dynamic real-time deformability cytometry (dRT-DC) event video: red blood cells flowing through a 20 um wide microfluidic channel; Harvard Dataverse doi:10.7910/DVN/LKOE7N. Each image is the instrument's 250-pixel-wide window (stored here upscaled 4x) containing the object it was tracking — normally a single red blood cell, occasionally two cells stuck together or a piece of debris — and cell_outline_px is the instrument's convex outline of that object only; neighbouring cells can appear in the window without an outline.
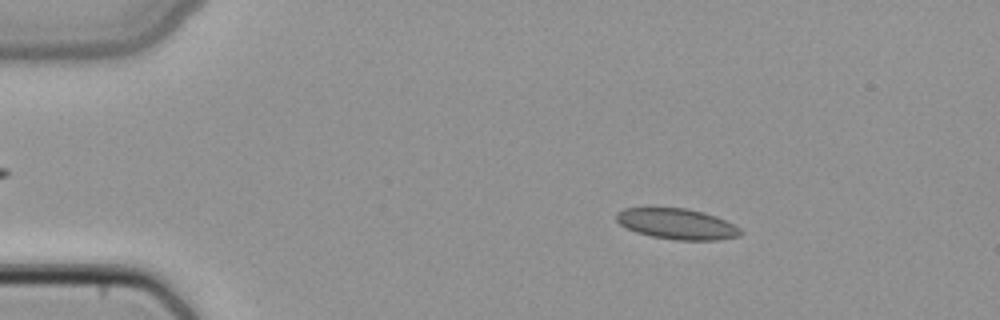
{"species": "common noctule bat (a hibernating species)", "species_latin": "Nyctalus noctula", "temperature_condition": "cold", "stored_images_in_passage": 5, "segment_of_instrument_passage": [1, 2], "camera_frame_rate_fps": 3000, "um_per_image_px": 0.085, "animal": {"sex": "female", "body_mass_g": 22.7, "forearm_length_mm": 54.2}, "frame": {"image": 1, "passage_image": 2, "time_ms": 0.333, "image_size_px": [1000, 320], "cell_outline_px": [[744, 232], [740, 236], [720, 240], [676, 240], [652, 236], [636, 232], [620, 224], [616, 220], [616, 212], [624, 208], [688, 208], [704, 212], [716, 216], [740, 228]], "centroid_in_image_um": [57.57, 19.03], "position_along_channel_um": 27.4, "area_um2": 22.25}}
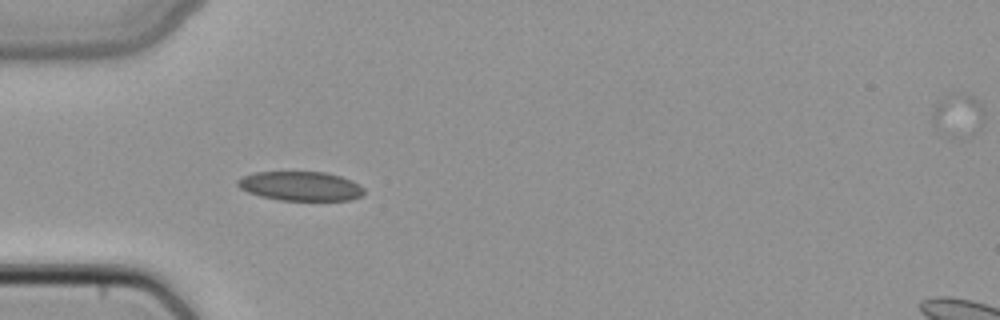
{"frame": {"image": 2, "passage_image": 4, "time_ms": 1.0, "image_size_px": [1000, 320], "cell_outline_px": [[364, 192], [360, 196], [352, 200], [280, 200], [260, 196], [248, 192], [240, 188], [236, 184], [236, 180], [244, 176], [256, 172], [324, 172], [340, 176], [352, 180], [364, 188]], "centroid_in_image_um": [25.54, 15.82], "position_along_channel_um": 59.5, "area_um2": 21.5}}